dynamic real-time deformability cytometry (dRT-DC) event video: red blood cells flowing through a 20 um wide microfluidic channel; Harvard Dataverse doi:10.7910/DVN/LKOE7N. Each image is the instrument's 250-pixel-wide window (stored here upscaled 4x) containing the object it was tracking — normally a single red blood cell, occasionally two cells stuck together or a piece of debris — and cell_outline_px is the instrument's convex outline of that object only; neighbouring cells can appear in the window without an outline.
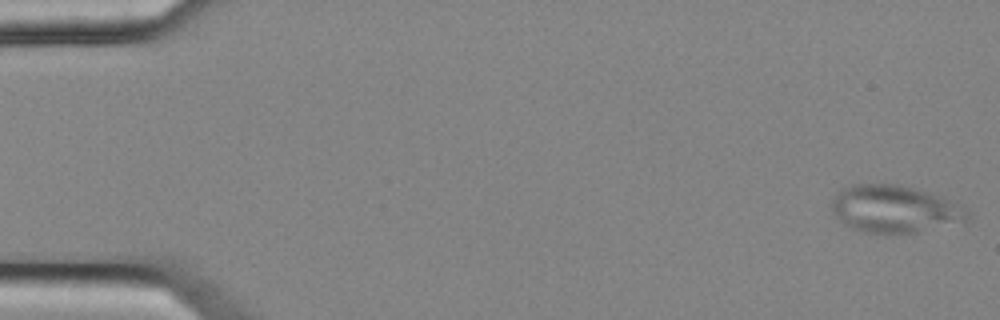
{"species": "common noctule bat (a hibernating species)", "species_latin": "Nyctalus noctula", "temperature_condition": "cold", "stored_images_in_passage": 55, "camera_frame_rate_fps": 3000, "um_per_image_px": 0.085, "animal": {"sex": "female", "body_mass_g": 25.1}, "frame": {"image": 1, "passage_image": 1, "time_ms": 0.0, "image_size_px": [1000, 320], "cell_outline_px": [[968, 220], [916, 232], [864, 232], [852, 228], [844, 224], [836, 216], [832, 208], [832, 196], [840, 188], [852, 184], [896, 184], [944, 196], [968, 208]], "centroid_in_image_um": [76.03, 17.73], "position_along_channel_um": 9.0, "area_um2": 37.28}}
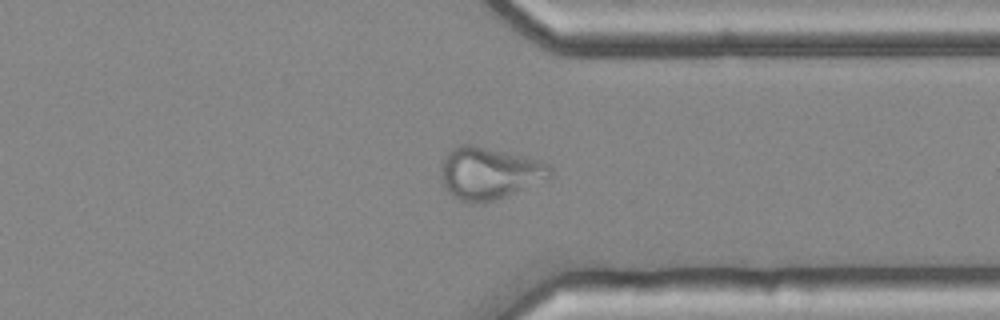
{"frame": {"image": 2, "passage_image": 42, "time_ms": 13.667, "image_size_px": [1000, 320], "cell_outline_px": [[552, 176], [548, 180], [504, 196], [480, 204], [472, 204], [460, 200], [448, 192], [444, 188], [440, 176], [440, 168], [444, 156], [452, 148], [460, 144], [472, 144], [528, 156], [544, 160], [552, 168]], "centroid_in_image_um": [41.6, 14.7], "position_along_channel_um": 369.8, "area_um2": 33.81}}
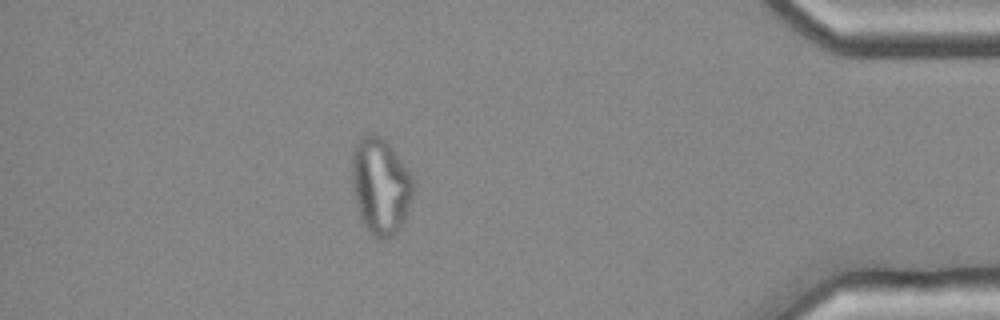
{"frame": {"image": 3, "passage_image": 48, "time_ms": 15.667, "image_size_px": [1000, 320], "cell_outline_px": [[416, 188], [408, 212], [400, 228], [392, 236], [372, 236], [364, 224], [360, 216], [356, 200], [352, 180], [352, 156], [356, 144], [364, 136], [376, 132], [392, 148], [412, 176]], "centroid_in_image_um": [32.38, 15.8], "position_along_channel_um": 402.8, "area_um2": 34.04}}